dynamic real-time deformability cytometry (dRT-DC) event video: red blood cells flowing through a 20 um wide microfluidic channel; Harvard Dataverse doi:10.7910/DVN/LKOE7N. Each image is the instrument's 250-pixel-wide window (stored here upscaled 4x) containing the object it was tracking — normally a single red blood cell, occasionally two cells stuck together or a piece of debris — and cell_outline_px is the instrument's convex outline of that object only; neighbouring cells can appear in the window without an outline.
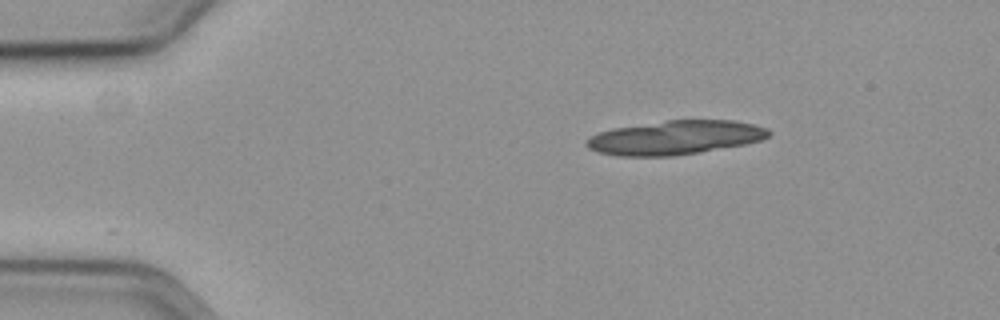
{"species": "common noctule bat (a hibernating species)", "species_latin": "Nyctalus noctula", "temperature_condition": "cold", "stored_images_in_passage": 11, "camera_frame_rate_fps": 3000, "um_per_image_px": 0.085, "animal": {"sex": "female", "body_mass_g": 19.3, "forearm_length_mm": 54.1}, "frame": {"image": 1, "passage_image": 1, "time_ms": 0.0, "image_size_px": [1000, 320], "cell_outline_px": [[772, 132], [768, 136], [760, 140], [744, 144], [700, 152], [676, 156], [616, 156], [600, 152], [588, 148], [584, 144], [584, 140], [600, 132], [612, 128], [668, 120], [732, 120], [752, 124], [768, 128]], "centroid_in_image_um": [57.37, 11.7], "position_along_channel_um": 27.6, "area_um2": 36.07}}